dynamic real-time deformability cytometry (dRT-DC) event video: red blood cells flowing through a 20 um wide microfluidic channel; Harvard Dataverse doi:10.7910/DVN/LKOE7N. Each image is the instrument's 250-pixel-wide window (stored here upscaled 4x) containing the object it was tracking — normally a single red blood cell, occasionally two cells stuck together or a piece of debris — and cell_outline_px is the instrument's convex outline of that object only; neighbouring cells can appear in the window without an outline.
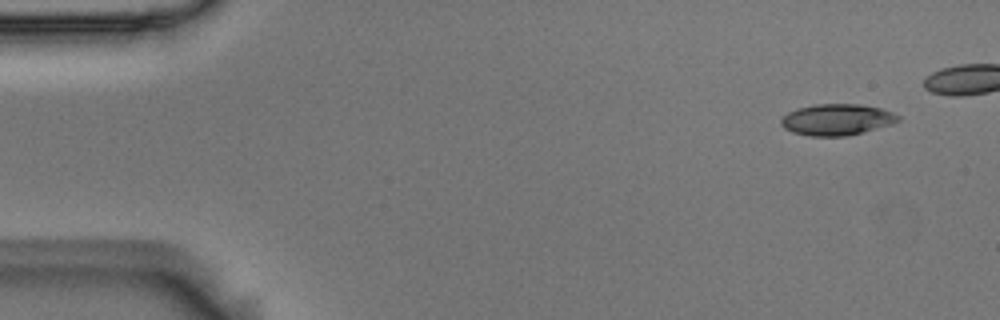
{"species": "Egyptian fruit bat (a non-hibernating species)", "species_latin": "Rousettus aegyptiacus", "temperature_condition": "room temperature", "stored_images_in_passage": 42, "camera_frame_rate_fps": 3000, "um_per_image_px": 0.085, "animal": {"sex": "male"}, "frame": {"image": 1, "passage_image": 1, "time_ms": 0.0, "image_size_px": [1000, 320], "cell_outline_px": [[900, 120], [892, 124], [844, 136], [808, 136], [792, 132], [784, 128], [780, 124], [780, 120], [788, 112], [796, 108], [816, 104], [860, 104], [880, 108], [892, 112], [900, 116]], "centroid_in_image_um": [71.1, 10.16], "position_along_channel_um": 13.9, "area_um2": 21.27}}
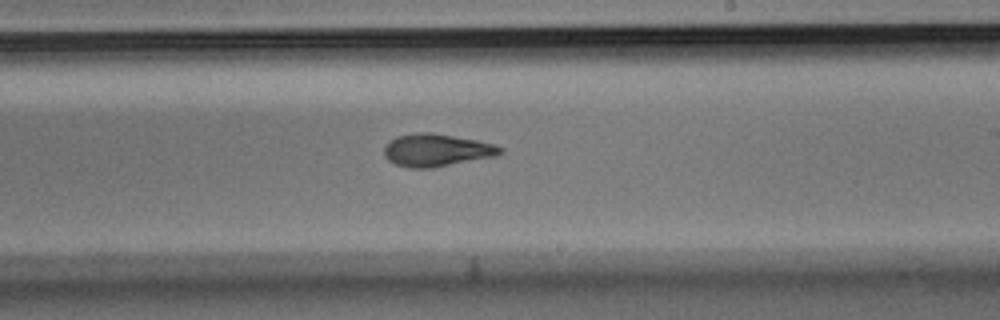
{"frame": {"image": 2, "passage_image": 29, "time_ms": 9.333, "image_size_px": [1000, 320], "cell_outline_px": [[504, 152], [496, 156], [432, 168], [408, 168], [396, 164], [388, 160], [384, 156], [384, 144], [388, 140], [396, 136], [416, 132], [432, 132], [476, 140], [492, 144], [504, 148]], "centroid_in_image_um": [37.07, 12.76], "position_along_channel_um": 251.9, "area_um2": 22.25}}
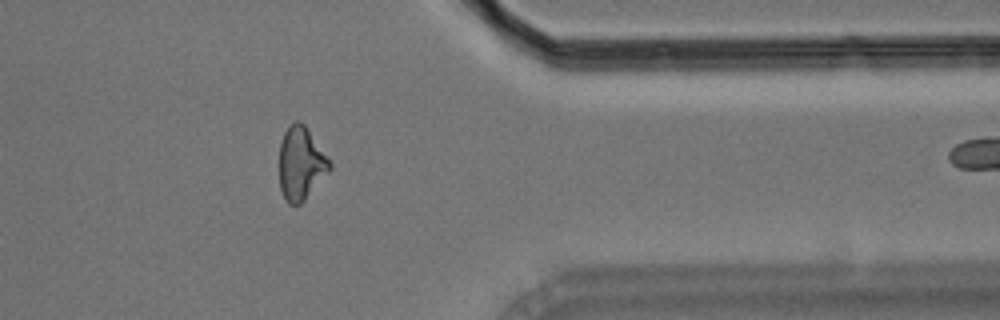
{"frame": {"image": 3, "passage_image": 41, "time_ms": 13.333, "image_size_px": [1000, 320], "cell_outline_px": [[332, 168], [304, 200], [300, 204], [288, 204], [284, 200], [280, 188], [280, 144], [284, 132], [296, 120], [300, 120], [304, 124], [332, 164]], "centroid_in_image_um": [25.57, 13.91], "position_along_channel_um": 385.8, "area_um2": 21.15}}